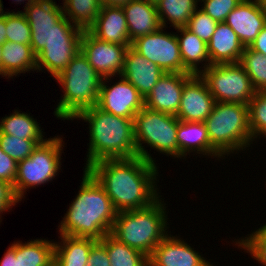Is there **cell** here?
Instances as JSON below:
<instances>
[{
  "label": "cell",
  "instance_id": "cell-1",
  "mask_svg": "<svg viewBox=\"0 0 266 266\" xmlns=\"http://www.w3.org/2000/svg\"><path fill=\"white\" fill-rule=\"evenodd\" d=\"M157 164L135 156L104 159L86 170L98 181L117 212L139 210L151 206L159 195Z\"/></svg>",
  "mask_w": 266,
  "mask_h": 266
},
{
  "label": "cell",
  "instance_id": "cell-2",
  "mask_svg": "<svg viewBox=\"0 0 266 266\" xmlns=\"http://www.w3.org/2000/svg\"><path fill=\"white\" fill-rule=\"evenodd\" d=\"M79 187L58 231L66 236L101 240L111 233L117 211L106 191L87 170L83 171Z\"/></svg>",
  "mask_w": 266,
  "mask_h": 266
},
{
  "label": "cell",
  "instance_id": "cell-3",
  "mask_svg": "<svg viewBox=\"0 0 266 266\" xmlns=\"http://www.w3.org/2000/svg\"><path fill=\"white\" fill-rule=\"evenodd\" d=\"M89 124V143L84 170L104 159L137 156L133 119L113 115L97 105L80 112L73 120Z\"/></svg>",
  "mask_w": 266,
  "mask_h": 266
},
{
  "label": "cell",
  "instance_id": "cell-4",
  "mask_svg": "<svg viewBox=\"0 0 266 266\" xmlns=\"http://www.w3.org/2000/svg\"><path fill=\"white\" fill-rule=\"evenodd\" d=\"M165 205L164 199L159 198L147 208L117 212L110 234L149 257L170 233Z\"/></svg>",
  "mask_w": 266,
  "mask_h": 266
},
{
  "label": "cell",
  "instance_id": "cell-5",
  "mask_svg": "<svg viewBox=\"0 0 266 266\" xmlns=\"http://www.w3.org/2000/svg\"><path fill=\"white\" fill-rule=\"evenodd\" d=\"M53 79L63 89L54 109V116L61 121H73L80 112L98 104L102 78L81 51Z\"/></svg>",
  "mask_w": 266,
  "mask_h": 266
},
{
  "label": "cell",
  "instance_id": "cell-6",
  "mask_svg": "<svg viewBox=\"0 0 266 266\" xmlns=\"http://www.w3.org/2000/svg\"><path fill=\"white\" fill-rule=\"evenodd\" d=\"M204 124L210 144L224 158L245 151L254 142L246 104L215 102Z\"/></svg>",
  "mask_w": 266,
  "mask_h": 266
},
{
  "label": "cell",
  "instance_id": "cell-7",
  "mask_svg": "<svg viewBox=\"0 0 266 266\" xmlns=\"http://www.w3.org/2000/svg\"><path fill=\"white\" fill-rule=\"evenodd\" d=\"M134 140L137 156L155 163V158L149 154L150 147L161 154L178 160V118L174 115L154 111L145 106L138 111L133 119ZM147 144V146L143 145Z\"/></svg>",
  "mask_w": 266,
  "mask_h": 266
},
{
  "label": "cell",
  "instance_id": "cell-8",
  "mask_svg": "<svg viewBox=\"0 0 266 266\" xmlns=\"http://www.w3.org/2000/svg\"><path fill=\"white\" fill-rule=\"evenodd\" d=\"M22 12L30 25L31 48L37 55L48 42L81 41L83 30L73 25L55 0H35Z\"/></svg>",
  "mask_w": 266,
  "mask_h": 266
},
{
  "label": "cell",
  "instance_id": "cell-9",
  "mask_svg": "<svg viewBox=\"0 0 266 266\" xmlns=\"http://www.w3.org/2000/svg\"><path fill=\"white\" fill-rule=\"evenodd\" d=\"M62 135L48 138L37 146L33 153L17 164V175L13 191L19 201L25 198L26 191L47 184L58 176L61 170V155L64 141ZM63 146V147H62Z\"/></svg>",
  "mask_w": 266,
  "mask_h": 266
},
{
  "label": "cell",
  "instance_id": "cell-10",
  "mask_svg": "<svg viewBox=\"0 0 266 266\" xmlns=\"http://www.w3.org/2000/svg\"><path fill=\"white\" fill-rule=\"evenodd\" d=\"M215 102L246 104L257 92L239 63L210 65L200 74Z\"/></svg>",
  "mask_w": 266,
  "mask_h": 266
},
{
  "label": "cell",
  "instance_id": "cell-11",
  "mask_svg": "<svg viewBox=\"0 0 266 266\" xmlns=\"http://www.w3.org/2000/svg\"><path fill=\"white\" fill-rule=\"evenodd\" d=\"M157 31L138 37L131 47L148 61L157 64L164 73H190L184 66L176 32Z\"/></svg>",
  "mask_w": 266,
  "mask_h": 266
},
{
  "label": "cell",
  "instance_id": "cell-12",
  "mask_svg": "<svg viewBox=\"0 0 266 266\" xmlns=\"http://www.w3.org/2000/svg\"><path fill=\"white\" fill-rule=\"evenodd\" d=\"M128 47L102 41L88 30L82 32L80 51L101 78L121 75Z\"/></svg>",
  "mask_w": 266,
  "mask_h": 266
},
{
  "label": "cell",
  "instance_id": "cell-13",
  "mask_svg": "<svg viewBox=\"0 0 266 266\" xmlns=\"http://www.w3.org/2000/svg\"><path fill=\"white\" fill-rule=\"evenodd\" d=\"M118 77V82H113V85V77L102 78L97 106L113 115L134 119L144 107V97L123 76Z\"/></svg>",
  "mask_w": 266,
  "mask_h": 266
},
{
  "label": "cell",
  "instance_id": "cell-14",
  "mask_svg": "<svg viewBox=\"0 0 266 266\" xmlns=\"http://www.w3.org/2000/svg\"><path fill=\"white\" fill-rule=\"evenodd\" d=\"M190 245L170 231L148 257L149 266H209L211 261Z\"/></svg>",
  "mask_w": 266,
  "mask_h": 266
},
{
  "label": "cell",
  "instance_id": "cell-15",
  "mask_svg": "<svg viewBox=\"0 0 266 266\" xmlns=\"http://www.w3.org/2000/svg\"><path fill=\"white\" fill-rule=\"evenodd\" d=\"M215 105V99L200 75H193L182 91L181 103L176 117L180 121L204 122Z\"/></svg>",
  "mask_w": 266,
  "mask_h": 266
},
{
  "label": "cell",
  "instance_id": "cell-16",
  "mask_svg": "<svg viewBox=\"0 0 266 266\" xmlns=\"http://www.w3.org/2000/svg\"><path fill=\"white\" fill-rule=\"evenodd\" d=\"M193 75L191 73H165L144 99V106L154 111L176 116L184 84Z\"/></svg>",
  "mask_w": 266,
  "mask_h": 266
},
{
  "label": "cell",
  "instance_id": "cell-17",
  "mask_svg": "<svg viewBox=\"0 0 266 266\" xmlns=\"http://www.w3.org/2000/svg\"><path fill=\"white\" fill-rule=\"evenodd\" d=\"M225 23L239 37L244 47H249L266 25V14L258 0H243L234 8Z\"/></svg>",
  "mask_w": 266,
  "mask_h": 266
},
{
  "label": "cell",
  "instance_id": "cell-18",
  "mask_svg": "<svg viewBox=\"0 0 266 266\" xmlns=\"http://www.w3.org/2000/svg\"><path fill=\"white\" fill-rule=\"evenodd\" d=\"M164 74V71L157 64L148 61L131 46L127 48L124 67L120 76L129 81L144 99Z\"/></svg>",
  "mask_w": 266,
  "mask_h": 266
},
{
  "label": "cell",
  "instance_id": "cell-19",
  "mask_svg": "<svg viewBox=\"0 0 266 266\" xmlns=\"http://www.w3.org/2000/svg\"><path fill=\"white\" fill-rule=\"evenodd\" d=\"M178 159H186L187 154H200L204 157L225 160V158L210 144L204 122H186L178 119L177 130ZM194 151V152H193Z\"/></svg>",
  "mask_w": 266,
  "mask_h": 266
},
{
  "label": "cell",
  "instance_id": "cell-20",
  "mask_svg": "<svg viewBox=\"0 0 266 266\" xmlns=\"http://www.w3.org/2000/svg\"><path fill=\"white\" fill-rule=\"evenodd\" d=\"M88 31L98 39L131 46L126 17L121 6H101L96 21Z\"/></svg>",
  "mask_w": 266,
  "mask_h": 266
},
{
  "label": "cell",
  "instance_id": "cell-21",
  "mask_svg": "<svg viewBox=\"0 0 266 266\" xmlns=\"http://www.w3.org/2000/svg\"><path fill=\"white\" fill-rule=\"evenodd\" d=\"M207 45L210 65L238 63L245 48L236 33L225 22L217 24Z\"/></svg>",
  "mask_w": 266,
  "mask_h": 266
},
{
  "label": "cell",
  "instance_id": "cell-22",
  "mask_svg": "<svg viewBox=\"0 0 266 266\" xmlns=\"http://www.w3.org/2000/svg\"><path fill=\"white\" fill-rule=\"evenodd\" d=\"M122 8L126 17L131 42L162 27L156 5L146 0H130Z\"/></svg>",
  "mask_w": 266,
  "mask_h": 266
},
{
  "label": "cell",
  "instance_id": "cell-23",
  "mask_svg": "<svg viewBox=\"0 0 266 266\" xmlns=\"http://www.w3.org/2000/svg\"><path fill=\"white\" fill-rule=\"evenodd\" d=\"M79 52L80 41L48 42L36 55V72L46 70L55 78Z\"/></svg>",
  "mask_w": 266,
  "mask_h": 266
},
{
  "label": "cell",
  "instance_id": "cell-24",
  "mask_svg": "<svg viewBox=\"0 0 266 266\" xmlns=\"http://www.w3.org/2000/svg\"><path fill=\"white\" fill-rule=\"evenodd\" d=\"M175 30H177L176 36L180 47L183 66L191 74L199 75L210 66L207 43L198 38L186 27L176 28Z\"/></svg>",
  "mask_w": 266,
  "mask_h": 266
},
{
  "label": "cell",
  "instance_id": "cell-25",
  "mask_svg": "<svg viewBox=\"0 0 266 266\" xmlns=\"http://www.w3.org/2000/svg\"><path fill=\"white\" fill-rule=\"evenodd\" d=\"M54 242V266H86L94 238L71 237L60 234Z\"/></svg>",
  "mask_w": 266,
  "mask_h": 266
},
{
  "label": "cell",
  "instance_id": "cell-26",
  "mask_svg": "<svg viewBox=\"0 0 266 266\" xmlns=\"http://www.w3.org/2000/svg\"><path fill=\"white\" fill-rule=\"evenodd\" d=\"M36 55L31 45L6 41L2 45V77L13 79L20 73L36 71Z\"/></svg>",
  "mask_w": 266,
  "mask_h": 266
},
{
  "label": "cell",
  "instance_id": "cell-27",
  "mask_svg": "<svg viewBox=\"0 0 266 266\" xmlns=\"http://www.w3.org/2000/svg\"><path fill=\"white\" fill-rule=\"evenodd\" d=\"M14 110L10 116H6L0 120V133L9 134L19 139L46 141L45 133L39 122L30 116L31 113Z\"/></svg>",
  "mask_w": 266,
  "mask_h": 266
},
{
  "label": "cell",
  "instance_id": "cell-28",
  "mask_svg": "<svg viewBox=\"0 0 266 266\" xmlns=\"http://www.w3.org/2000/svg\"><path fill=\"white\" fill-rule=\"evenodd\" d=\"M198 2L199 0H160L156 10L161 26L167 28V24H171L170 27L174 29L186 27L192 14L199 7Z\"/></svg>",
  "mask_w": 266,
  "mask_h": 266
},
{
  "label": "cell",
  "instance_id": "cell-29",
  "mask_svg": "<svg viewBox=\"0 0 266 266\" xmlns=\"http://www.w3.org/2000/svg\"><path fill=\"white\" fill-rule=\"evenodd\" d=\"M54 240H19L20 266H54Z\"/></svg>",
  "mask_w": 266,
  "mask_h": 266
},
{
  "label": "cell",
  "instance_id": "cell-30",
  "mask_svg": "<svg viewBox=\"0 0 266 266\" xmlns=\"http://www.w3.org/2000/svg\"><path fill=\"white\" fill-rule=\"evenodd\" d=\"M99 241L106 247L111 266H149L145 254L119 242L111 234Z\"/></svg>",
  "mask_w": 266,
  "mask_h": 266
},
{
  "label": "cell",
  "instance_id": "cell-31",
  "mask_svg": "<svg viewBox=\"0 0 266 266\" xmlns=\"http://www.w3.org/2000/svg\"><path fill=\"white\" fill-rule=\"evenodd\" d=\"M64 16L75 26L88 30L100 13L99 0H63Z\"/></svg>",
  "mask_w": 266,
  "mask_h": 266
},
{
  "label": "cell",
  "instance_id": "cell-32",
  "mask_svg": "<svg viewBox=\"0 0 266 266\" xmlns=\"http://www.w3.org/2000/svg\"><path fill=\"white\" fill-rule=\"evenodd\" d=\"M249 76L256 91H266V56L245 47L238 62Z\"/></svg>",
  "mask_w": 266,
  "mask_h": 266
},
{
  "label": "cell",
  "instance_id": "cell-33",
  "mask_svg": "<svg viewBox=\"0 0 266 266\" xmlns=\"http://www.w3.org/2000/svg\"><path fill=\"white\" fill-rule=\"evenodd\" d=\"M249 126L255 143L266 138V91H257L248 103Z\"/></svg>",
  "mask_w": 266,
  "mask_h": 266
},
{
  "label": "cell",
  "instance_id": "cell-34",
  "mask_svg": "<svg viewBox=\"0 0 266 266\" xmlns=\"http://www.w3.org/2000/svg\"><path fill=\"white\" fill-rule=\"evenodd\" d=\"M232 241L238 249H244V252L249 253L251 258L261 263L262 266H266V223L246 237L235 238Z\"/></svg>",
  "mask_w": 266,
  "mask_h": 266
},
{
  "label": "cell",
  "instance_id": "cell-35",
  "mask_svg": "<svg viewBox=\"0 0 266 266\" xmlns=\"http://www.w3.org/2000/svg\"><path fill=\"white\" fill-rule=\"evenodd\" d=\"M31 33L30 25L22 12L7 11L6 41L30 45Z\"/></svg>",
  "mask_w": 266,
  "mask_h": 266
},
{
  "label": "cell",
  "instance_id": "cell-36",
  "mask_svg": "<svg viewBox=\"0 0 266 266\" xmlns=\"http://www.w3.org/2000/svg\"><path fill=\"white\" fill-rule=\"evenodd\" d=\"M44 142L19 139L9 134L0 133V148L17 163L28 158L37 146Z\"/></svg>",
  "mask_w": 266,
  "mask_h": 266
},
{
  "label": "cell",
  "instance_id": "cell-37",
  "mask_svg": "<svg viewBox=\"0 0 266 266\" xmlns=\"http://www.w3.org/2000/svg\"><path fill=\"white\" fill-rule=\"evenodd\" d=\"M217 24V21L213 20L198 7L189 19L186 28L208 44L215 32Z\"/></svg>",
  "mask_w": 266,
  "mask_h": 266
},
{
  "label": "cell",
  "instance_id": "cell-38",
  "mask_svg": "<svg viewBox=\"0 0 266 266\" xmlns=\"http://www.w3.org/2000/svg\"><path fill=\"white\" fill-rule=\"evenodd\" d=\"M243 0H199L203 2L200 9L208 14L213 20L225 22L227 15L236 8Z\"/></svg>",
  "mask_w": 266,
  "mask_h": 266
},
{
  "label": "cell",
  "instance_id": "cell-39",
  "mask_svg": "<svg viewBox=\"0 0 266 266\" xmlns=\"http://www.w3.org/2000/svg\"><path fill=\"white\" fill-rule=\"evenodd\" d=\"M17 164L0 148V180L9 183L12 187L17 175Z\"/></svg>",
  "mask_w": 266,
  "mask_h": 266
},
{
  "label": "cell",
  "instance_id": "cell-40",
  "mask_svg": "<svg viewBox=\"0 0 266 266\" xmlns=\"http://www.w3.org/2000/svg\"><path fill=\"white\" fill-rule=\"evenodd\" d=\"M19 202L14 194L13 187L9 183L0 180V223L2 222L1 214L12 210V207H15Z\"/></svg>",
  "mask_w": 266,
  "mask_h": 266
},
{
  "label": "cell",
  "instance_id": "cell-41",
  "mask_svg": "<svg viewBox=\"0 0 266 266\" xmlns=\"http://www.w3.org/2000/svg\"><path fill=\"white\" fill-rule=\"evenodd\" d=\"M86 266H111L106 247L99 240L92 246Z\"/></svg>",
  "mask_w": 266,
  "mask_h": 266
},
{
  "label": "cell",
  "instance_id": "cell-42",
  "mask_svg": "<svg viewBox=\"0 0 266 266\" xmlns=\"http://www.w3.org/2000/svg\"><path fill=\"white\" fill-rule=\"evenodd\" d=\"M0 266H20L19 265V241H14L7 248L0 260Z\"/></svg>",
  "mask_w": 266,
  "mask_h": 266
},
{
  "label": "cell",
  "instance_id": "cell-43",
  "mask_svg": "<svg viewBox=\"0 0 266 266\" xmlns=\"http://www.w3.org/2000/svg\"><path fill=\"white\" fill-rule=\"evenodd\" d=\"M249 48L266 56V25L260 31L256 39L251 43Z\"/></svg>",
  "mask_w": 266,
  "mask_h": 266
},
{
  "label": "cell",
  "instance_id": "cell-44",
  "mask_svg": "<svg viewBox=\"0 0 266 266\" xmlns=\"http://www.w3.org/2000/svg\"><path fill=\"white\" fill-rule=\"evenodd\" d=\"M6 42V14L0 17V44Z\"/></svg>",
  "mask_w": 266,
  "mask_h": 266
},
{
  "label": "cell",
  "instance_id": "cell-45",
  "mask_svg": "<svg viewBox=\"0 0 266 266\" xmlns=\"http://www.w3.org/2000/svg\"><path fill=\"white\" fill-rule=\"evenodd\" d=\"M102 6H123L127 4L130 0H99Z\"/></svg>",
  "mask_w": 266,
  "mask_h": 266
},
{
  "label": "cell",
  "instance_id": "cell-46",
  "mask_svg": "<svg viewBox=\"0 0 266 266\" xmlns=\"http://www.w3.org/2000/svg\"><path fill=\"white\" fill-rule=\"evenodd\" d=\"M13 2H16L15 4H22V3H24L25 1V6H23L24 7V10L33 2V1H35V0H12Z\"/></svg>",
  "mask_w": 266,
  "mask_h": 266
},
{
  "label": "cell",
  "instance_id": "cell-47",
  "mask_svg": "<svg viewBox=\"0 0 266 266\" xmlns=\"http://www.w3.org/2000/svg\"><path fill=\"white\" fill-rule=\"evenodd\" d=\"M258 2L263 12L266 14V0H258Z\"/></svg>",
  "mask_w": 266,
  "mask_h": 266
},
{
  "label": "cell",
  "instance_id": "cell-48",
  "mask_svg": "<svg viewBox=\"0 0 266 266\" xmlns=\"http://www.w3.org/2000/svg\"><path fill=\"white\" fill-rule=\"evenodd\" d=\"M2 45L0 44V75L2 77Z\"/></svg>",
  "mask_w": 266,
  "mask_h": 266
},
{
  "label": "cell",
  "instance_id": "cell-49",
  "mask_svg": "<svg viewBox=\"0 0 266 266\" xmlns=\"http://www.w3.org/2000/svg\"><path fill=\"white\" fill-rule=\"evenodd\" d=\"M3 8V1L0 0V17L7 13L6 11L4 12Z\"/></svg>",
  "mask_w": 266,
  "mask_h": 266
},
{
  "label": "cell",
  "instance_id": "cell-50",
  "mask_svg": "<svg viewBox=\"0 0 266 266\" xmlns=\"http://www.w3.org/2000/svg\"><path fill=\"white\" fill-rule=\"evenodd\" d=\"M151 4L157 5L160 0H146Z\"/></svg>",
  "mask_w": 266,
  "mask_h": 266
}]
</instances>
